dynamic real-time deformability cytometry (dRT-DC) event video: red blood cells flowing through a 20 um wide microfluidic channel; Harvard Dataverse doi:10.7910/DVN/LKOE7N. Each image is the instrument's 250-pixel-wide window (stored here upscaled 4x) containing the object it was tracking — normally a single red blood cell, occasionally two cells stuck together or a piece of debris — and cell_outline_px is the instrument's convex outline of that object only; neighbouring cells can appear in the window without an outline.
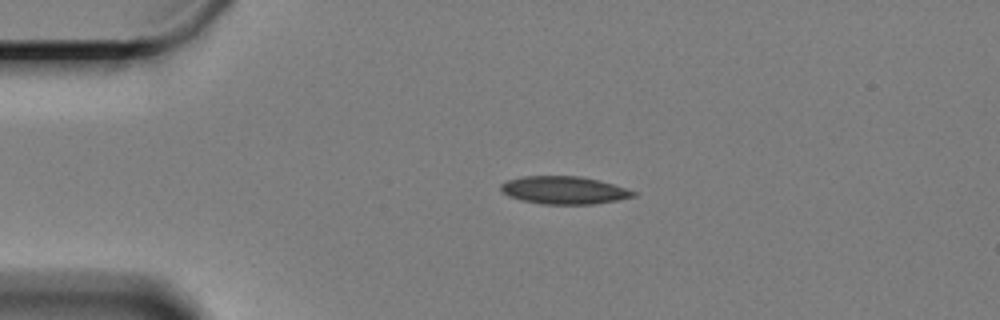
{"species": "Egyptian fruit bat (a non-hibernating species)", "species_latin": "Rousettus aegyptiacus", "temperature_condition": "cold", "stored_images_in_passage": 48, "camera_frame_rate_fps": 3000, "um_per_image_px": 0.085, "animal": {"sex": "female"}, "frame": {"image": 1, "passage_image": 1, "time_ms": 0.0, "image_size_px": [1000, 320], "cell_outline_px": [[636, 196], [616, 200], [592, 204], [540, 204], [520, 200], [508, 196], [500, 188], [500, 184], [508, 180], [524, 176], [580, 176], [600, 180], [636, 192]], "centroid_in_image_um": [47.91, 16.16], "position_along_channel_um": 37.1, "area_um2": 21.33}}
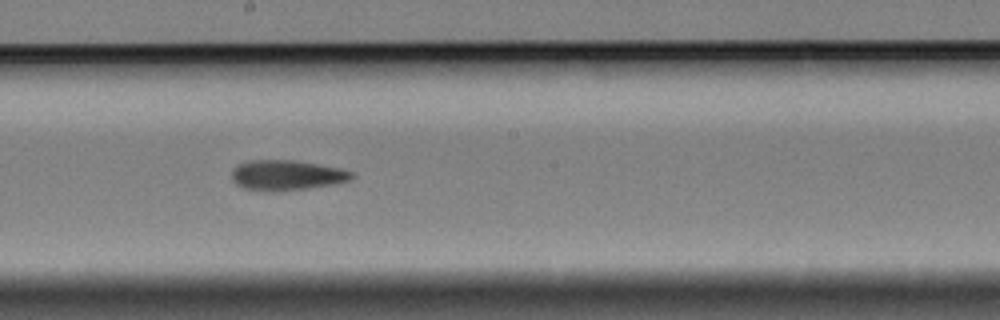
{"frame": {"image": 2, "passage_image": 21, "time_ms": 6.667, "image_size_px": [1000, 320], "cell_outline_px": [[352, 176], [348, 180], [336, 184], [280, 192], [264, 192], [244, 188], [236, 184], [232, 180], [232, 168], [248, 160], [292, 160], [340, 168], [352, 172]], "centroid_in_image_um": [24.31, 14.91], "position_along_channel_um": 223.9, "area_um2": 21.21}}
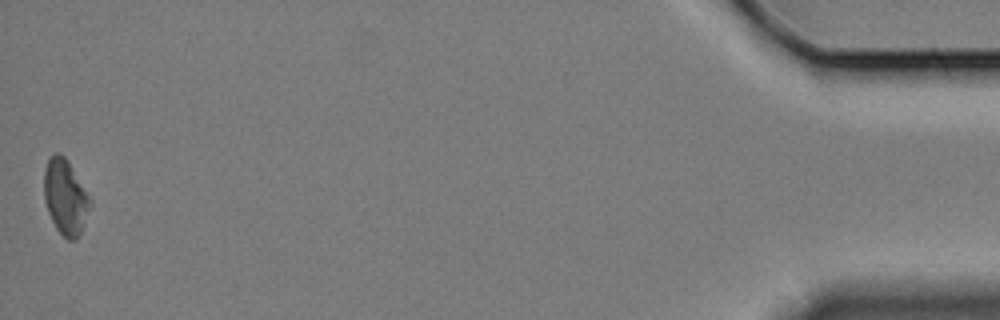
{"frame": {"image": 3, "passage_image": 48, "time_ms": 15.667, "image_size_px": [1000, 320], "cell_outline_px": [[88, 208], [80, 232], [72, 240], [68, 240], [56, 228], [48, 212], [44, 200], [44, 168], [48, 160], [56, 152], [60, 152], [64, 156], [88, 196]], "centroid_in_image_um": [5.48, 16.72], "position_along_channel_um": 429.7, "area_um2": 19.13}, "authors_computed_cell_mechanics": {"area_um2": 20.7502, "velocity_mm_per_s": 3.2897, "shape_relaxation_time_tau1_ms": null, "shape_relaxation_time_tau2_ms": 3.806, "deformation_change_tau1": null, "deformation_change_tau2": 0.1063}}